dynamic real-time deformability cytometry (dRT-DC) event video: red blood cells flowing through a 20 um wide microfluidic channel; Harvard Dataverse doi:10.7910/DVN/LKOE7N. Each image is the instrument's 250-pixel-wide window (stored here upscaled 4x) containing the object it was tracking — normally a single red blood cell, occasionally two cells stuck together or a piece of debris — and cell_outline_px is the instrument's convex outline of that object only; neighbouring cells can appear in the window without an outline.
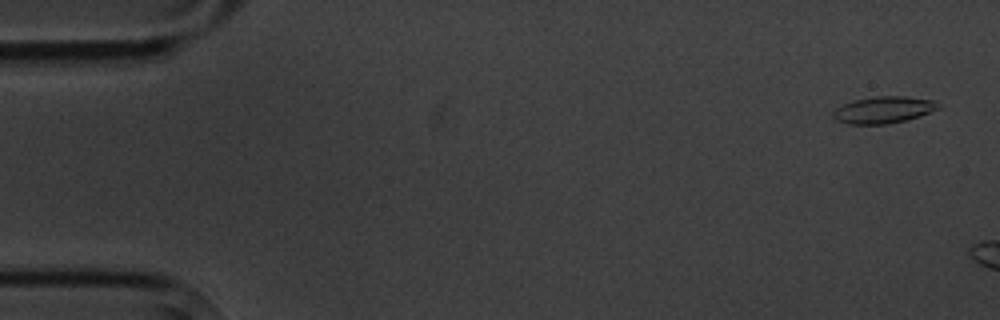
{"species": "common noctule bat (a hibernating species)", "species_latin": "Nyctalus noctula", "temperature_condition": "cold", "stored_images_in_passage": 6, "segment_of_instrument_passage": [2, 2], "camera_frame_rate_fps": 3000, "um_per_image_px": 0.085, "animal": {"sex": "male", "body_mass_g": 20.1, "forearm_length_mm": 53.5}, "frame": {"image": 1, "passage_image": 6, "time_ms": 6.667, "image_size_px": [1000, 320], "cell_outline_px": [[940, 108], [904, 120], [888, 124], [848, 124], [836, 120], [832, 116], [832, 112], [836, 108], [844, 104], [856, 100], [872, 96], [904, 96], [932, 100], [940, 104]], "centroid_in_image_um": [75.05, 9.33], "position_along_channel_um": 9.9, "area_um2": 16.18}}